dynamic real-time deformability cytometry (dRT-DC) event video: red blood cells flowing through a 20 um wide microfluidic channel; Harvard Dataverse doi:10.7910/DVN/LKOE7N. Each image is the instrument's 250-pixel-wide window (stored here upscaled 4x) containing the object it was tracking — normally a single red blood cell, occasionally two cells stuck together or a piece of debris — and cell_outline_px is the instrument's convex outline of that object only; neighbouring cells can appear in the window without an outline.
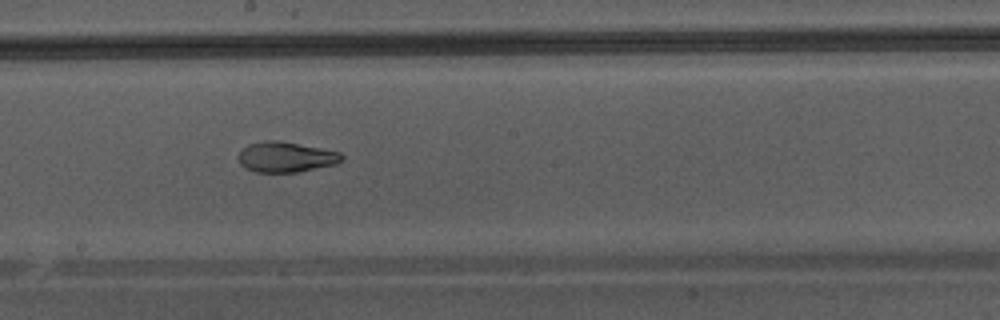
{"species": "Egyptian fruit bat (a non-hibernating species)", "species_latin": "Rousettus aegyptiacus", "temperature_condition": "warm", "stored_images_in_passage": 48, "camera_frame_rate_fps": 3000, "um_per_image_px": 0.085, "animal": {"sex": "male"}, "frame": {"image": 1, "passage_image": 28, "time_ms": 9.0, "image_size_px": [1000, 320], "cell_outline_px": [[344, 156], [336, 164], [296, 172], [256, 172], [244, 168], [240, 164], [240, 152], [248, 144], [264, 140], [276, 140], [320, 148], [340, 152]], "centroid_in_image_um": [24.28, 13.35], "position_along_channel_um": 223.9, "area_um2": 18.03}}